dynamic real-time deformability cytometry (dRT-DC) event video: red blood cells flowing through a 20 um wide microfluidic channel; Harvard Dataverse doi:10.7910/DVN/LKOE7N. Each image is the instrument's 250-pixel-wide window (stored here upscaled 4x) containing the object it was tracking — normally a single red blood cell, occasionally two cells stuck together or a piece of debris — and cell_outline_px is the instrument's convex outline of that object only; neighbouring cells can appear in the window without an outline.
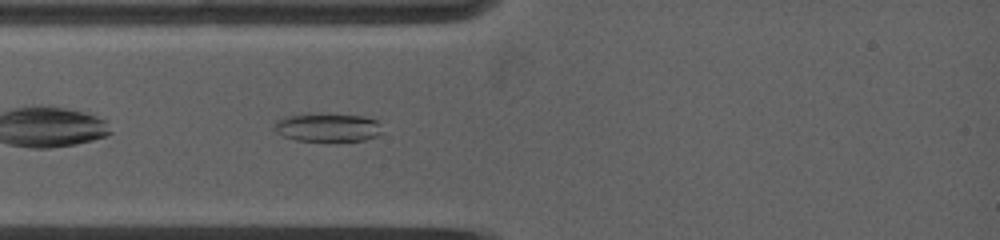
{"species": "common noctule bat (a hibernating species)", "species_latin": "Nyctalus noctula", "temperature_condition": "warm", "stored_images_in_passage": 18, "camera_frame_rate_fps": 5000, "um_per_image_px": 0.085, "animal": {"sex": "female", "body_mass_g": 19.0, "forearm_length_mm": 53.3}, "frame": {"image": 1, "passage_image": 3, "time_ms": 0.8, "image_size_px": [1000, 240], "cell_outline_px": [[380, 132], [376, 136], [364, 140], [336, 144], [296, 140], [284, 136], [276, 132], [272, 128], [276, 120], [284, 116], [308, 112], [320, 112], [380, 116]], "centroid_in_image_um": [27.9, 10.81], "position_along_channel_um": 57.1, "area_um2": 19.77}}
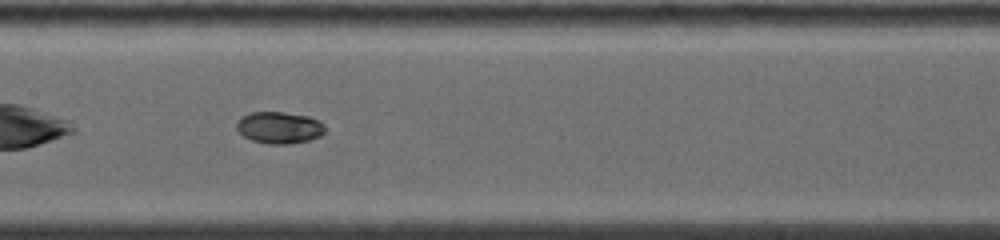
{"frame": {"image": 2, "passage_image": 11, "time_ms": 4.0, "image_size_px": [1000, 240], "cell_outline_px": [[324, 132], [320, 136], [308, 140], [288, 144], [268, 144], [252, 140], [244, 136], [236, 128], [236, 124], [240, 116], [252, 112], [284, 112], [308, 116], [320, 120], [324, 124]], "centroid_in_image_um": [23.73, 10.84], "position_along_channel_um": 183.7, "area_um2": 16.42}}
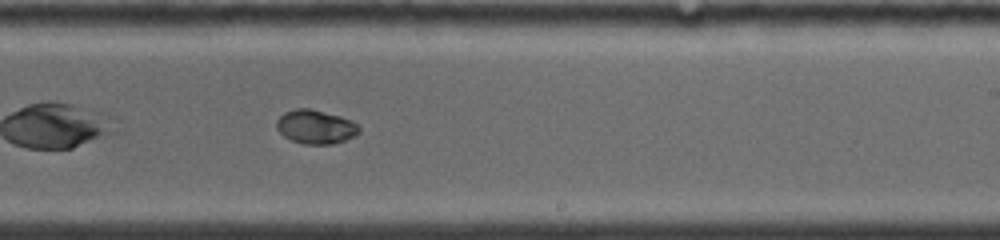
{"frame": {"image": 3, "passage_image": 16, "time_ms": 6.0, "image_size_px": [1000, 240], "cell_outline_px": [[360, 132], [344, 140], [332, 144], [304, 144], [292, 140], [284, 136], [276, 128], [276, 120], [284, 112], [296, 108], [308, 108], [340, 116], [352, 120], [360, 128]], "centroid_in_image_um": [26.8, 10.77], "position_along_channel_um": 262.2, "area_um2": 16.18}}